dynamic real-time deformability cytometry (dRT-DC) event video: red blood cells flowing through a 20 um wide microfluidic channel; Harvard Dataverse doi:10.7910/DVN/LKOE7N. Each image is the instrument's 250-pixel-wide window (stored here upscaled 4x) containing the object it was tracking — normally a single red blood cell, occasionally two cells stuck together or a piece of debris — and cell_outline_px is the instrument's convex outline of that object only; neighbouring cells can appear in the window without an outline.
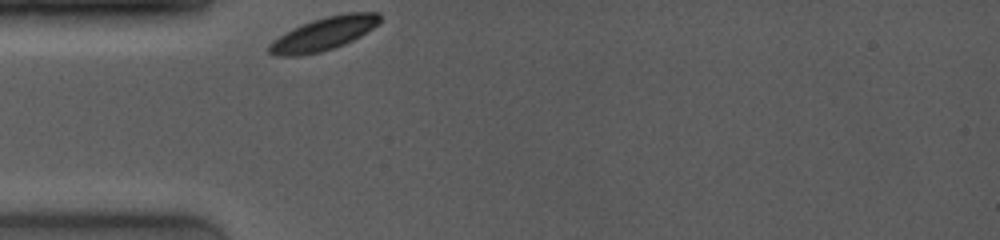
{"species": "common noctule bat (a hibernating species)", "species_latin": "Nyctalus noctula", "temperature_condition": "room temperature", "stored_images_in_passage": 10, "camera_frame_rate_fps": 4000, "um_per_image_px": 0.085, "animal": {"sex": "female", "body_mass_g": 19.0, "forearm_length_mm": 53.3}, "frame": {"image": 1, "passage_image": 1, "time_ms": 0.0, "image_size_px": [1000, 240], "cell_outline_px": [[380, 20], [372, 28], [360, 36], [344, 44], [320, 52], [300, 56], [276, 56], [268, 52], [268, 44], [280, 36], [312, 20], [324, 16], [348, 12], [376, 12], [380, 16]], "centroid_in_image_um": [27.5, 2.88], "position_along_channel_um": 57.5, "area_um2": 20.98}}
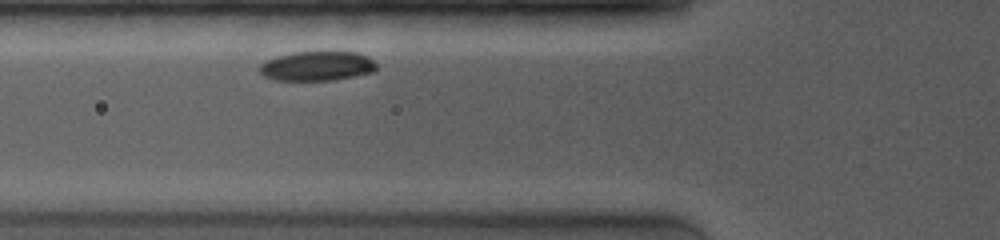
{"frame": {"image": 2, "passage_image": 5, "time_ms": 1.25, "image_size_px": [1000, 240], "cell_outline_px": [[376, 68], [372, 72], [332, 80], [276, 80], [264, 76], [260, 72], [260, 64], [276, 56], [296, 52], [356, 52], [368, 56], [376, 64]], "centroid_in_image_um": [26.94, 5.61], "position_along_channel_um": 98.9, "area_um2": 19.83}}
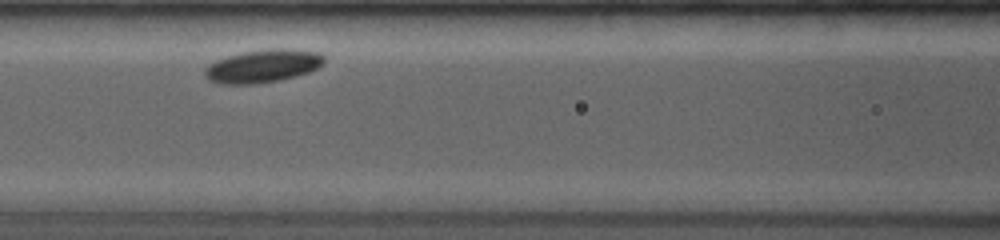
{"frame": {"image": 3, "passage_image": 7, "time_ms": 2.5, "image_size_px": [1000, 240], "cell_outline_px": [[324, 64], [308, 72], [296, 76], [280, 80], [256, 84], [220, 84], [208, 80], [204, 76], [204, 68], [208, 64], [216, 60], [228, 56], [244, 52], [268, 48], [292, 48], [320, 52], [324, 56]], "centroid_in_image_um": [22.34, 5.61], "position_along_channel_um": 144.3, "area_um2": 23.29}}